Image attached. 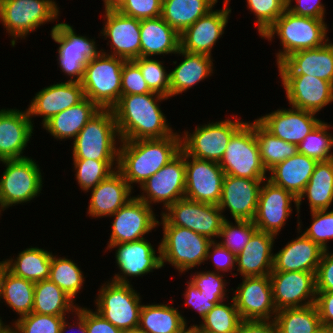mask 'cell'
<instances>
[{"instance_id": "obj_54", "label": "cell", "mask_w": 333, "mask_h": 333, "mask_svg": "<svg viewBox=\"0 0 333 333\" xmlns=\"http://www.w3.org/2000/svg\"><path fill=\"white\" fill-rule=\"evenodd\" d=\"M195 273V275H191L189 282L199 289L201 294H205L206 296H217L221 301H226L224 298L227 293V290L225 289L227 282L223 279L224 275L213 270Z\"/></svg>"}, {"instance_id": "obj_63", "label": "cell", "mask_w": 333, "mask_h": 333, "mask_svg": "<svg viewBox=\"0 0 333 333\" xmlns=\"http://www.w3.org/2000/svg\"><path fill=\"white\" fill-rule=\"evenodd\" d=\"M77 314V328L79 329V332L80 333H88L87 332V328H86V308H81L80 306L77 307V310L75 311L74 315ZM66 317L64 318L62 324H61V327H60V333H66L65 331H68L66 330L67 327H70L72 328L73 326L72 325H69L70 323L66 322Z\"/></svg>"}, {"instance_id": "obj_22", "label": "cell", "mask_w": 333, "mask_h": 333, "mask_svg": "<svg viewBox=\"0 0 333 333\" xmlns=\"http://www.w3.org/2000/svg\"><path fill=\"white\" fill-rule=\"evenodd\" d=\"M224 0L222 10H211L180 34V49L189 53L211 56L213 46L224 34L231 9ZM228 6V7H227Z\"/></svg>"}, {"instance_id": "obj_40", "label": "cell", "mask_w": 333, "mask_h": 333, "mask_svg": "<svg viewBox=\"0 0 333 333\" xmlns=\"http://www.w3.org/2000/svg\"><path fill=\"white\" fill-rule=\"evenodd\" d=\"M215 0H162L161 17L179 34L212 10Z\"/></svg>"}, {"instance_id": "obj_18", "label": "cell", "mask_w": 333, "mask_h": 333, "mask_svg": "<svg viewBox=\"0 0 333 333\" xmlns=\"http://www.w3.org/2000/svg\"><path fill=\"white\" fill-rule=\"evenodd\" d=\"M292 202L297 210L298 198L282 187L274 185L270 180H264L253 219L257 229L277 236L292 212Z\"/></svg>"}, {"instance_id": "obj_30", "label": "cell", "mask_w": 333, "mask_h": 333, "mask_svg": "<svg viewBox=\"0 0 333 333\" xmlns=\"http://www.w3.org/2000/svg\"><path fill=\"white\" fill-rule=\"evenodd\" d=\"M132 188L122 174L115 170L91 191L88 214L91 217H111L133 196Z\"/></svg>"}, {"instance_id": "obj_51", "label": "cell", "mask_w": 333, "mask_h": 333, "mask_svg": "<svg viewBox=\"0 0 333 333\" xmlns=\"http://www.w3.org/2000/svg\"><path fill=\"white\" fill-rule=\"evenodd\" d=\"M248 8L256 16V27L262 36L267 29L283 14L286 0H247Z\"/></svg>"}, {"instance_id": "obj_60", "label": "cell", "mask_w": 333, "mask_h": 333, "mask_svg": "<svg viewBox=\"0 0 333 333\" xmlns=\"http://www.w3.org/2000/svg\"><path fill=\"white\" fill-rule=\"evenodd\" d=\"M86 328L88 333H124L121 329L107 321L96 310L87 309L86 307Z\"/></svg>"}, {"instance_id": "obj_20", "label": "cell", "mask_w": 333, "mask_h": 333, "mask_svg": "<svg viewBox=\"0 0 333 333\" xmlns=\"http://www.w3.org/2000/svg\"><path fill=\"white\" fill-rule=\"evenodd\" d=\"M104 28L101 32L105 39L109 38L111 53L125 61L141 57L140 21L124 15L115 8H105Z\"/></svg>"}, {"instance_id": "obj_48", "label": "cell", "mask_w": 333, "mask_h": 333, "mask_svg": "<svg viewBox=\"0 0 333 333\" xmlns=\"http://www.w3.org/2000/svg\"><path fill=\"white\" fill-rule=\"evenodd\" d=\"M257 230L253 221L235 220V225L225 219L218 238H223L219 243L230 252L238 255L248 244L253 233Z\"/></svg>"}, {"instance_id": "obj_44", "label": "cell", "mask_w": 333, "mask_h": 333, "mask_svg": "<svg viewBox=\"0 0 333 333\" xmlns=\"http://www.w3.org/2000/svg\"><path fill=\"white\" fill-rule=\"evenodd\" d=\"M49 279L70 298L75 299L84 284V275L77 263L65 257L52 255Z\"/></svg>"}, {"instance_id": "obj_21", "label": "cell", "mask_w": 333, "mask_h": 333, "mask_svg": "<svg viewBox=\"0 0 333 333\" xmlns=\"http://www.w3.org/2000/svg\"><path fill=\"white\" fill-rule=\"evenodd\" d=\"M108 248H117L115 258L121 272L114 275L111 280L113 282L130 284L127 277L143 276L152 272L153 269L162 268L160 245L157 252L159 255L156 256V250L153 245L145 238L138 241L113 244Z\"/></svg>"}, {"instance_id": "obj_66", "label": "cell", "mask_w": 333, "mask_h": 333, "mask_svg": "<svg viewBox=\"0 0 333 333\" xmlns=\"http://www.w3.org/2000/svg\"><path fill=\"white\" fill-rule=\"evenodd\" d=\"M190 333H209L200 329L197 325L190 326Z\"/></svg>"}, {"instance_id": "obj_69", "label": "cell", "mask_w": 333, "mask_h": 333, "mask_svg": "<svg viewBox=\"0 0 333 333\" xmlns=\"http://www.w3.org/2000/svg\"><path fill=\"white\" fill-rule=\"evenodd\" d=\"M124 333H145V332L140 331L139 329H135V330L125 331Z\"/></svg>"}, {"instance_id": "obj_28", "label": "cell", "mask_w": 333, "mask_h": 333, "mask_svg": "<svg viewBox=\"0 0 333 333\" xmlns=\"http://www.w3.org/2000/svg\"><path fill=\"white\" fill-rule=\"evenodd\" d=\"M84 98L82 84L79 82H61L44 87L35 94L27 111L32 116H42L44 125L56 114L76 105Z\"/></svg>"}, {"instance_id": "obj_59", "label": "cell", "mask_w": 333, "mask_h": 333, "mask_svg": "<svg viewBox=\"0 0 333 333\" xmlns=\"http://www.w3.org/2000/svg\"><path fill=\"white\" fill-rule=\"evenodd\" d=\"M321 0H296V5H291L293 0H286V9L291 13L316 19L325 18V6Z\"/></svg>"}, {"instance_id": "obj_10", "label": "cell", "mask_w": 333, "mask_h": 333, "mask_svg": "<svg viewBox=\"0 0 333 333\" xmlns=\"http://www.w3.org/2000/svg\"><path fill=\"white\" fill-rule=\"evenodd\" d=\"M102 285L95 301L96 311L124 332L138 329L140 294L131 284L106 281Z\"/></svg>"}, {"instance_id": "obj_13", "label": "cell", "mask_w": 333, "mask_h": 333, "mask_svg": "<svg viewBox=\"0 0 333 333\" xmlns=\"http://www.w3.org/2000/svg\"><path fill=\"white\" fill-rule=\"evenodd\" d=\"M244 123L235 117L234 121L225 119L197 126L192 134L185 131L182 149L194 158L219 163L230 138Z\"/></svg>"}, {"instance_id": "obj_3", "label": "cell", "mask_w": 333, "mask_h": 333, "mask_svg": "<svg viewBox=\"0 0 333 333\" xmlns=\"http://www.w3.org/2000/svg\"><path fill=\"white\" fill-rule=\"evenodd\" d=\"M327 29L324 19L295 15L285 9L261 38L271 41L275 34L280 38L283 49L276 53L278 65L294 52L323 46L329 41Z\"/></svg>"}, {"instance_id": "obj_68", "label": "cell", "mask_w": 333, "mask_h": 333, "mask_svg": "<svg viewBox=\"0 0 333 333\" xmlns=\"http://www.w3.org/2000/svg\"><path fill=\"white\" fill-rule=\"evenodd\" d=\"M1 319L2 318L0 317V333L7 327V325H4V322Z\"/></svg>"}, {"instance_id": "obj_12", "label": "cell", "mask_w": 333, "mask_h": 333, "mask_svg": "<svg viewBox=\"0 0 333 333\" xmlns=\"http://www.w3.org/2000/svg\"><path fill=\"white\" fill-rule=\"evenodd\" d=\"M52 39L59 44L58 64L70 82H82L85 65L96 58L98 51L95 41L86 36L77 35L73 27L66 23H58L52 27Z\"/></svg>"}, {"instance_id": "obj_56", "label": "cell", "mask_w": 333, "mask_h": 333, "mask_svg": "<svg viewBox=\"0 0 333 333\" xmlns=\"http://www.w3.org/2000/svg\"><path fill=\"white\" fill-rule=\"evenodd\" d=\"M186 283V292L183 294L186 299L185 305L191 306L198 311L202 319L216 304L221 302L217 296H206L205 294H201L200 290L190 282L187 281Z\"/></svg>"}, {"instance_id": "obj_41", "label": "cell", "mask_w": 333, "mask_h": 333, "mask_svg": "<svg viewBox=\"0 0 333 333\" xmlns=\"http://www.w3.org/2000/svg\"><path fill=\"white\" fill-rule=\"evenodd\" d=\"M50 279L35 282L32 312L53 316H65L77 310L78 304Z\"/></svg>"}, {"instance_id": "obj_15", "label": "cell", "mask_w": 333, "mask_h": 333, "mask_svg": "<svg viewBox=\"0 0 333 333\" xmlns=\"http://www.w3.org/2000/svg\"><path fill=\"white\" fill-rule=\"evenodd\" d=\"M185 198L218 205L225 173L219 163L197 159L185 152Z\"/></svg>"}, {"instance_id": "obj_36", "label": "cell", "mask_w": 333, "mask_h": 333, "mask_svg": "<svg viewBox=\"0 0 333 333\" xmlns=\"http://www.w3.org/2000/svg\"><path fill=\"white\" fill-rule=\"evenodd\" d=\"M34 285L35 282L15 276L0 263V299H4L19 318L33 310Z\"/></svg>"}, {"instance_id": "obj_33", "label": "cell", "mask_w": 333, "mask_h": 333, "mask_svg": "<svg viewBox=\"0 0 333 333\" xmlns=\"http://www.w3.org/2000/svg\"><path fill=\"white\" fill-rule=\"evenodd\" d=\"M317 163L316 160L298 152L272 168L268 180L299 198Z\"/></svg>"}, {"instance_id": "obj_70", "label": "cell", "mask_w": 333, "mask_h": 333, "mask_svg": "<svg viewBox=\"0 0 333 333\" xmlns=\"http://www.w3.org/2000/svg\"><path fill=\"white\" fill-rule=\"evenodd\" d=\"M183 333H190V327H188Z\"/></svg>"}, {"instance_id": "obj_4", "label": "cell", "mask_w": 333, "mask_h": 333, "mask_svg": "<svg viewBox=\"0 0 333 333\" xmlns=\"http://www.w3.org/2000/svg\"><path fill=\"white\" fill-rule=\"evenodd\" d=\"M118 138V140H116ZM112 109H101L73 141V159L118 162L121 142Z\"/></svg>"}, {"instance_id": "obj_2", "label": "cell", "mask_w": 333, "mask_h": 333, "mask_svg": "<svg viewBox=\"0 0 333 333\" xmlns=\"http://www.w3.org/2000/svg\"><path fill=\"white\" fill-rule=\"evenodd\" d=\"M181 150L182 139L177 132L160 139L121 141L117 170L133 189V183L141 185Z\"/></svg>"}, {"instance_id": "obj_50", "label": "cell", "mask_w": 333, "mask_h": 333, "mask_svg": "<svg viewBox=\"0 0 333 333\" xmlns=\"http://www.w3.org/2000/svg\"><path fill=\"white\" fill-rule=\"evenodd\" d=\"M65 316L36 314L31 312L14 321L12 325L18 333H60Z\"/></svg>"}, {"instance_id": "obj_62", "label": "cell", "mask_w": 333, "mask_h": 333, "mask_svg": "<svg viewBox=\"0 0 333 333\" xmlns=\"http://www.w3.org/2000/svg\"><path fill=\"white\" fill-rule=\"evenodd\" d=\"M237 333H277L274 320H241Z\"/></svg>"}, {"instance_id": "obj_24", "label": "cell", "mask_w": 333, "mask_h": 333, "mask_svg": "<svg viewBox=\"0 0 333 333\" xmlns=\"http://www.w3.org/2000/svg\"><path fill=\"white\" fill-rule=\"evenodd\" d=\"M264 180L267 179H248L225 175L218 203L222 213L228 209L234 220L253 221L260 187Z\"/></svg>"}, {"instance_id": "obj_11", "label": "cell", "mask_w": 333, "mask_h": 333, "mask_svg": "<svg viewBox=\"0 0 333 333\" xmlns=\"http://www.w3.org/2000/svg\"><path fill=\"white\" fill-rule=\"evenodd\" d=\"M161 214L162 225H173L190 229L211 241L219 236L226 219L218 205L206 204L181 198L168 206Z\"/></svg>"}, {"instance_id": "obj_29", "label": "cell", "mask_w": 333, "mask_h": 333, "mask_svg": "<svg viewBox=\"0 0 333 333\" xmlns=\"http://www.w3.org/2000/svg\"><path fill=\"white\" fill-rule=\"evenodd\" d=\"M323 249L303 233L274 254L272 272H311L316 275Z\"/></svg>"}, {"instance_id": "obj_55", "label": "cell", "mask_w": 333, "mask_h": 333, "mask_svg": "<svg viewBox=\"0 0 333 333\" xmlns=\"http://www.w3.org/2000/svg\"><path fill=\"white\" fill-rule=\"evenodd\" d=\"M152 93L145 82L139 66L133 61H125L122 67L121 95Z\"/></svg>"}, {"instance_id": "obj_65", "label": "cell", "mask_w": 333, "mask_h": 333, "mask_svg": "<svg viewBox=\"0 0 333 333\" xmlns=\"http://www.w3.org/2000/svg\"><path fill=\"white\" fill-rule=\"evenodd\" d=\"M121 0H103L105 8H114Z\"/></svg>"}, {"instance_id": "obj_37", "label": "cell", "mask_w": 333, "mask_h": 333, "mask_svg": "<svg viewBox=\"0 0 333 333\" xmlns=\"http://www.w3.org/2000/svg\"><path fill=\"white\" fill-rule=\"evenodd\" d=\"M307 196L310 211L329 209L333 202V159L318 162L303 193L298 198L297 211L300 214L302 199Z\"/></svg>"}, {"instance_id": "obj_14", "label": "cell", "mask_w": 333, "mask_h": 333, "mask_svg": "<svg viewBox=\"0 0 333 333\" xmlns=\"http://www.w3.org/2000/svg\"><path fill=\"white\" fill-rule=\"evenodd\" d=\"M185 175V151L182 149L174 159L140 185L143 192L137 198L149 206L152 202H163L166 209L185 197Z\"/></svg>"}, {"instance_id": "obj_16", "label": "cell", "mask_w": 333, "mask_h": 333, "mask_svg": "<svg viewBox=\"0 0 333 333\" xmlns=\"http://www.w3.org/2000/svg\"><path fill=\"white\" fill-rule=\"evenodd\" d=\"M242 278V284L238 285L232 297L241 320H274L277 308L270 276Z\"/></svg>"}, {"instance_id": "obj_46", "label": "cell", "mask_w": 333, "mask_h": 333, "mask_svg": "<svg viewBox=\"0 0 333 333\" xmlns=\"http://www.w3.org/2000/svg\"><path fill=\"white\" fill-rule=\"evenodd\" d=\"M331 125L321 121L297 146L298 152L317 162L333 159V135L329 133ZM328 130V131H327Z\"/></svg>"}, {"instance_id": "obj_6", "label": "cell", "mask_w": 333, "mask_h": 333, "mask_svg": "<svg viewBox=\"0 0 333 333\" xmlns=\"http://www.w3.org/2000/svg\"><path fill=\"white\" fill-rule=\"evenodd\" d=\"M162 226L163 238L159 243L162 267L168 262L184 273L206 261L210 239L184 227Z\"/></svg>"}, {"instance_id": "obj_39", "label": "cell", "mask_w": 333, "mask_h": 333, "mask_svg": "<svg viewBox=\"0 0 333 333\" xmlns=\"http://www.w3.org/2000/svg\"><path fill=\"white\" fill-rule=\"evenodd\" d=\"M18 254L15 260L2 261L11 273L33 282L49 279L52 252L31 246Z\"/></svg>"}, {"instance_id": "obj_43", "label": "cell", "mask_w": 333, "mask_h": 333, "mask_svg": "<svg viewBox=\"0 0 333 333\" xmlns=\"http://www.w3.org/2000/svg\"><path fill=\"white\" fill-rule=\"evenodd\" d=\"M274 322L277 333H312L321 324L315 304L279 310Z\"/></svg>"}, {"instance_id": "obj_7", "label": "cell", "mask_w": 333, "mask_h": 333, "mask_svg": "<svg viewBox=\"0 0 333 333\" xmlns=\"http://www.w3.org/2000/svg\"><path fill=\"white\" fill-rule=\"evenodd\" d=\"M58 16L59 7L54 0H0V22L14 37L13 47L18 38L24 39L29 32Z\"/></svg>"}, {"instance_id": "obj_25", "label": "cell", "mask_w": 333, "mask_h": 333, "mask_svg": "<svg viewBox=\"0 0 333 333\" xmlns=\"http://www.w3.org/2000/svg\"><path fill=\"white\" fill-rule=\"evenodd\" d=\"M291 108L278 109L256 120L272 135L298 146L321 120L315 118L316 113Z\"/></svg>"}, {"instance_id": "obj_42", "label": "cell", "mask_w": 333, "mask_h": 333, "mask_svg": "<svg viewBox=\"0 0 333 333\" xmlns=\"http://www.w3.org/2000/svg\"><path fill=\"white\" fill-rule=\"evenodd\" d=\"M255 136L266 171L298 153L297 145L288 143L268 132L255 119Z\"/></svg>"}, {"instance_id": "obj_45", "label": "cell", "mask_w": 333, "mask_h": 333, "mask_svg": "<svg viewBox=\"0 0 333 333\" xmlns=\"http://www.w3.org/2000/svg\"><path fill=\"white\" fill-rule=\"evenodd\" d=\"M240 322V315L232 299V304L223 301L216 304L197 326L209 333H237Z\"/></svg>"}, {"instance_id": "obj_64", "label": "cell", "mask_w": 333, "mask_h": 333, "mask_svg": "<svg viewBox=\"0 0 333 333\" xmlns=\"http://www.w3.org/2000/svg\"><path fill=\"white\" fill-rule=\"evenodd\" d=\"M312 333H333V329L326 325L320 324Z\"/></svg>"}, {"instance_id": "obj_31", "label": "cell", "mask_w": 333, "mask_h": 333, "mask_svg": "<svg viewBox=\"0 0 333 333\" xmlns=\"http://www.w3.org/2000/svg\"><path fill=\"white\" fill-rule=\"evenodd\" d=\"M276 235L256 230L245 248L236 255L237 271L242 277L266 276L272 272V252Z\"/></svg>"}, {"instance_id": "obj_47", "label": "cell", "mask_w": 333, "mask_h": 333, "mask_svg": "<svg viewBox=\"0 0 333 333\" xmlns=\"http://www.w3.org/2000/svg\"><path fill=\"white\" fill-rule=\"evenodd\" d=\"M76 180L83 191L88 192L117 170L118 162L73 159ZM113 165L115 167L113 168Z\"/></svg>"}, {"instance_id": "obj_17", "label": "cell", "mask_w": 333, "mask_h": 333, "mask_svg": "<svg viewBox=\"0 0 333 333\" xmlns=\"http://www.w3.org/2000/svg\"><path fill=\"white\" fill-rule=\"evenodd\" d=\"M110 245L144 239L145 234L154 230L161 222L156 219L152 206L133 197L112 215Z\"/></svg>"}, {"instance_id": "obj_61", "label": "cell", "mask_w": 333, "mask_h": 333, "mask_svg": "<svg viewBox=\"0 0 333 333\" xmlns=\"http://www.w3.org/2000/svg\"><path fill=\"white\" fill-rule=\"evenodd\" d=\"M315 306L321 324L333 329V292H316Z\"/></svg>"}, {"instance_id": "obj_53", "label": "cell", "mask_w": 333, "mask_h": 333, "mask_svg": "<svg viewBox=\"0 0 333 333\" xmlns=\"http://www.w3.org/2000/svg\"><path fill=\"white\" fill-rule=\"evenodd\" d=\"M114 8L135 19H152L161 16L162 0H121Z\"/></svg>"}, {"instance_id": "obj_38", "label": "cell", "mask_w": 333, "mask_h": 333, "mask_svg": "<svg viewBox=\"0 0 333 333\" xmlns=\"http://www.w3.org/2000/svg\"><path fill=\"white\" fill-rule=\"evenodd\" d=\"M186 319L177 308L168 304L142 305L139 327L145 333H183L187 329Z\"/></svg>"}, {"instance_id": "obj_32", "label": "cell", "mask_w": 333, "mask_h": 333, "mask_svg": "<svg viewBox=\"0 0 333 333\" xmlns=\"http://www.w3.org/2000/svg\"><path fill=\"white\" fill-rule=\"evenodd\" d=\"M141 57L177 54L180 34L161 16L140 21Z\"/></svg>"}, {"instance_id": "obj_23", "label": "cell", "mask_w": 333, "mask_h": 333, "mask_svg": "<svg viewBox=\"0 0 333 333\" xmlns=\"http://www.w3.org/2000/svg\"><path fill=\"white\" fill-rule=\"evenodd\" d=\"M293 108L316 113L333 102V84L309 75H280Z\"/></svg>"}, {"instance_id": "obj_34", "label": "cell", "mask_w": 333, "mask_h": 333, "mask_svg": "<svg viewBox=\"0 0 333 333\" xmlns=\"http://www.w3.org/2000/svg\"><path fill=\"white\" fill-rule=\"evenodd\" d=\"M178 54H181L184 59L169 72L170 97L185 92L213 73V60L211 56L189 53L181 49L177 52Z\"/></svg>"}, {"instance_id": "obj_8", "label": "cell", "mask_w": 333, "mask_h": 333, "mask_svg": "<svg viewBox=\"0 0 333 333\" xmlns=\"http://www.w3.org/2000/svg\"><path fill=\"white\" fill-rule=\"evenodd\" d=\"M226 175L248 179H268L255 136V121L245 122L230 138L219 162Z\"/></svg>"}, {"instance_id": "obj_52", "label": "cell", "mask_w": 333, "mask_h": 333, "mask_svg": "<svg viewBox=\"0 0 333 333\" xmlns=\"http://www.w3.org/2000/svg\"><path fill=\"white\" fill-rule=\"evenodd\" d=\"M312 224L304 231V235L327 250V242L333 239V210L310 211Z\"/></svg>"}, {"instance_id": "obj_57", "label": "cell", "mask_w": 333, "mask_h": 333, "mask_svg": "<svg viewBox=\"0 0 333 333\" xmlns=\"http://www.w3.org/2000/svg\"><path fill=\"white\" fill-rule=\"evenodd\" d=\"M316 292H333V253L324 250L315 275Z\"/></svg>"}, {"instance_id": "obj_49", "label": "cell", "mask_w": 333, "mask_h": 333, "mask_svg": "<svg viewBox=\"0 0 333 333\" xmlns=\"http://www.w3.org/2000/svg\"><path fill=\"white\" fill-rule=\"evenodd\" d=\"M133 61L139 66L149 89L170 98V73L166 72L163 63L150 57H139Z\"/></svg>"}, {"instance_id": "obj_19", "label": "cell", "mask_w": 333, "mask_h": 333, "mask_svg": "<svg viewBox=\"0 0 333 333\" xmlns=\"http://www.w3.org/2000/svg\"><path fill=\"white\" fill-rule=\"evenodd\" d=\"M269 276L277 311L315 304L316 280L314 273L302 271L271 272Z\"/></svg>"}, {"instance_id": "obj_58", "label": "cell", "mask_w": 333, "mask_h": 333, "mask_svg": "<svg viewBox=\"0 0 333 333\" xmlns=\"http://www.w3.org/2000/svg\"><path fill=\"white\" fill-rule=\"evenodd\" d=\"M212 249V250H211ZM213 251V252H212ZM212 259L214 262V266L216 267V271L218 273L221 272H231V270L235 269L236 263V255L230 252L227 248L222 246L216 240L210 243L208 248V252L206 255V261L208 259Z\"/></svg>"}, {"instance_id": "obj_27", "label": "cell", "mask_w": 333, "mask_h": 333, "mask_svg": "<svg viewBox=\"0 0 333 333\" xmlns=\"http://www.w3.org/2000/svg\"><path fill=\"white\" fill-rule=\"evenodd\" d=\"M277 66L279 75H309L333 84V43L294 52Z\"/></svg>"}, {"instance_id": "obj_26", "label": "cell", "mask_w": 333, "mask_h": 333, "mask_svg": "<svg viewBox=\"0 0 333 333\" xmlns=\"http://www.w3.org/2000/svg\"><path fill=\"white\" fill-rule=\"evenodd\" d=\"M33 123L28 111L0 110V161L23 159V151L33 133Z\"/></svg>"}, {"instance_id": "obj_35", "label": "cell", "mask_w": 333, "mask_h": 333, "mask_svg": "<svg viewBox=\"0 0 333 333\" xmlns=\"http://www.w3.org/2000/svg\"><path fill=\"white\" fill-rule=\"evenodd\" d=\"M100 110L93 101L84 97L76 105L53 116L43 125V128L55 139H75L80 130Z\"/></svg>"}, {"instance_id": "obj_67", "label": "cell", "mask_w": 333, "mask_h": 333, "mask_svg": "<svg viewBox=\"0 0 333 333\" xmlns=\"http://www.w3.org/2000/svg\"><path fill=\"white\" fill-rule=\"evenodd\" d=\"M1 333H18L15 328L10 327V325H7V327L1 332Z\"/></svg>"}, {"instance_id": "obj_1", "label": "cell", "mask_w": 333, "mask_h": 333, "mask_svg": "<svg viewBox=\"0 0 333 333\" xmlns=\"http://www.w3.org/2000/svg\"><path fill=\"white\" fill-rule=\"evenodd\" d=\"M166 99L169 98L155 92L121 95L112 108L120 140L160 139L172 135L174 132L158 104Z\"/></svg>"}, {"instance_id": "obj_9", "label": "cell", "mask_w": 333, "mask_h": 333, "mask_svg": "<svg viewBox=\"0 0 333 333\" xmlns=\"http://www.w3.org/2000/svg\"><path fill=\"white\" fill-rule=\"evenodd\" d=\"M6 169L0 178V214L10 206L30 202L42 190V174L32 158L1 160Z\"/></svg>"}, {"instance_id": "obj_5", "label": "cell", "mask_w": 333, "mask_h": 333, "mask_svg": "<svg viewBox=\"0 0 333 333\" xmlns=\"http://www.w3.org/2000/svg\"><path fill=\"white\" fill-rule=\"evenodd\" d=\"M101 53L85 65L82 88L84 97L100 109H112L121 96L122 67L124 59Z\"/></svg>"}]
</instances>
